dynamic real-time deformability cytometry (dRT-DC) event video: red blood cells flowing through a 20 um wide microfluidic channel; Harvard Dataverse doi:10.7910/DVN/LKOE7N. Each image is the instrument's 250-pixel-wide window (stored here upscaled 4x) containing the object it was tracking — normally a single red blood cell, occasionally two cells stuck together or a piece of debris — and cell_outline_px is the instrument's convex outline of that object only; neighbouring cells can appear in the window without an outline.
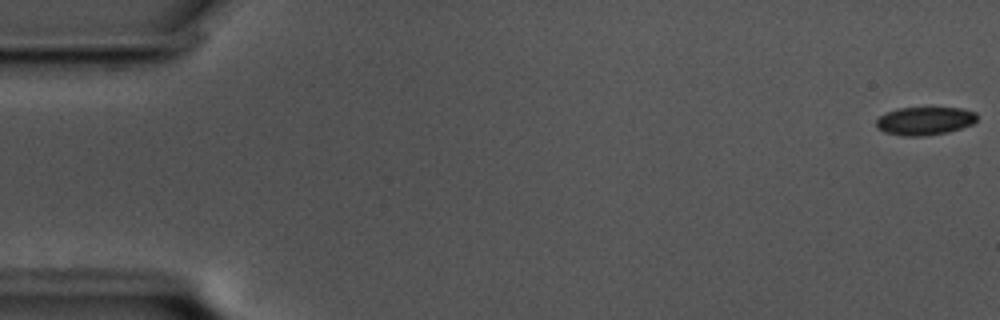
{"species": "common noctule bat (a hibernating species)", "species_latin": "Nyctalus noctula", "temperature_condition": "cold", "stored_images_in_passage": 10, "camera_frame_rate_fps": 3000, "um_per_image_px": 0.085, "animal": {"sex": "male", "body_mass_g": 17.5, "forearm_length_mm": 52.3}, "frame": {"image": 1, "passage_image": 1, "time_ms": 0.0, "image_size_px": [1000, 320], "cell_outline_px": [[976, 120], [972, 124], [948, 132], [924, 136], [900, 136], [884, 132], [876, 128], [876, 120], [880, 116], [888, 112], [900, 108], [960, 108], [976, 112]], "centroid_in_image_um": [78.58, 10.29], "position_along_channel_um": 6.4, "area_um2": 16.47}}